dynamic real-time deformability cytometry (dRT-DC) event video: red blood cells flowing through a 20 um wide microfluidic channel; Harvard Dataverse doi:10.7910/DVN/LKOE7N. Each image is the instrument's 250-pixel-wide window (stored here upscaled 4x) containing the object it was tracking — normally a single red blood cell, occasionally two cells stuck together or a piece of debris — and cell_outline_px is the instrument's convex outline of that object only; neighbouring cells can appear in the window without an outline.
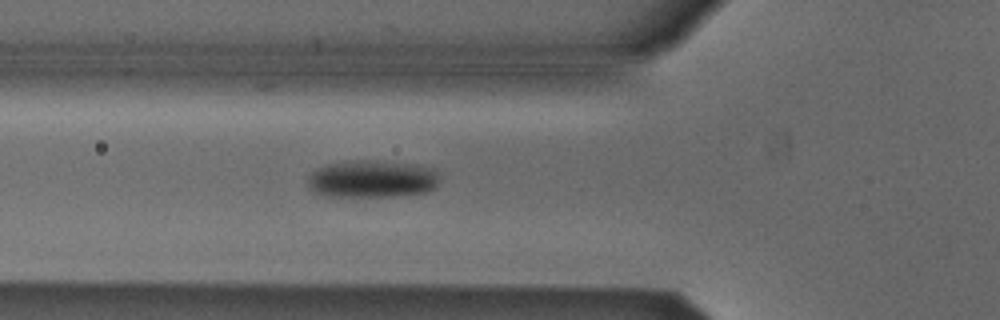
{"species": "Egyptian fruit bat (a non-hibernating species)", "species_latin": "Rousettus aegyptiacus", "temperature_condition": "cold", "stored_images_in_passage": 37, "camera_frame_rate_fps": 3000, "um_per_image_px": 0.085, "animal": {"sex": "male"}, "frame": {"image": 1, "passage_image": 4, "time_ms": 1.0, "image_size_px": [1000, 320], "cell_outline_px": [[440, 180], [436, 188], [428, 192], [400, 196], [324, 196], [308, 188], [308, 176], [312, 172], [328, 164], [348, 160], [360, 160], [416, 164], [436, 168], [440, 176]], "centroid_in_image_um": [31.7, 15.22], "position_along_channel_um": 94.1, "area_um2": 29.13}}
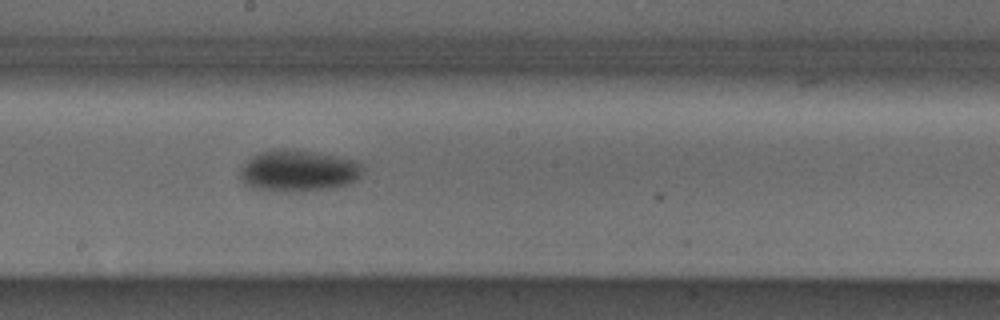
{"frame": {"image": 2, "passage_image": 14, "time_ms": 4.333, "image_size_px": [1000, 320], "cell_outline_px": [[364, 168], [360, 176], [356, 180], [348, 184], [332, 188], [300, 192], [288, 192], [252, 188], [244, 184], [240, 180], [240, 168], [252, 156], [260, 152], [308, 152], [332, 156], [352, 160], [360, 164]], "centroid_in_image_um": [25.34, 14.59], "position_along_channel_um": 222.9, "area_um2": 28.78}}
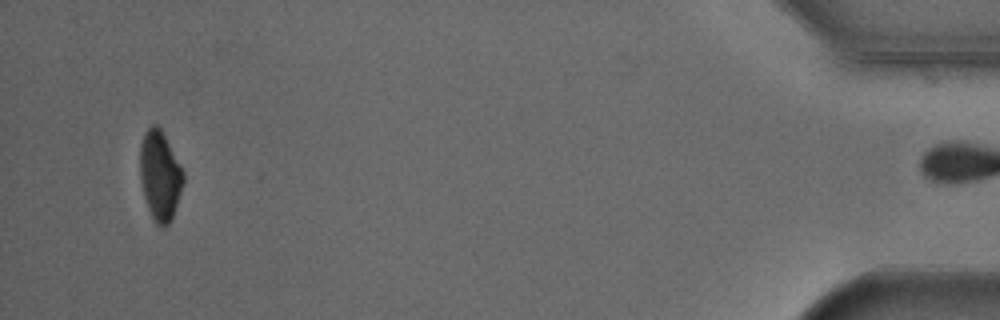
{"frame": {"image": 3, "passage_image": 36, "time_ms": 11.667, "image_size_px": [1000, 320], "cell_outline_px": [[184, 184], [172, 220], [168, 224], [156, 224], [148, 208], [144, 196], [140, 176], [140, 144], [144, 132], [152, 124], [156, 124], [160, 128], [184, 172]], "centroid_in_image_um": [13.6, 14.91], "position_along_channel_um": 421.6, "area_um2": 22.43}, "authors_computed_cell_mechanics": {"area_um2": 27.6284, "velocity_mm_per_s": 3.8608, "shape_relaxation_time_tau1_ms": 2.422, "shape_relaxation_time_tau2_ms": null, "deformation_change_tau1": 0.0699, "deformation_change_tau2": null}}